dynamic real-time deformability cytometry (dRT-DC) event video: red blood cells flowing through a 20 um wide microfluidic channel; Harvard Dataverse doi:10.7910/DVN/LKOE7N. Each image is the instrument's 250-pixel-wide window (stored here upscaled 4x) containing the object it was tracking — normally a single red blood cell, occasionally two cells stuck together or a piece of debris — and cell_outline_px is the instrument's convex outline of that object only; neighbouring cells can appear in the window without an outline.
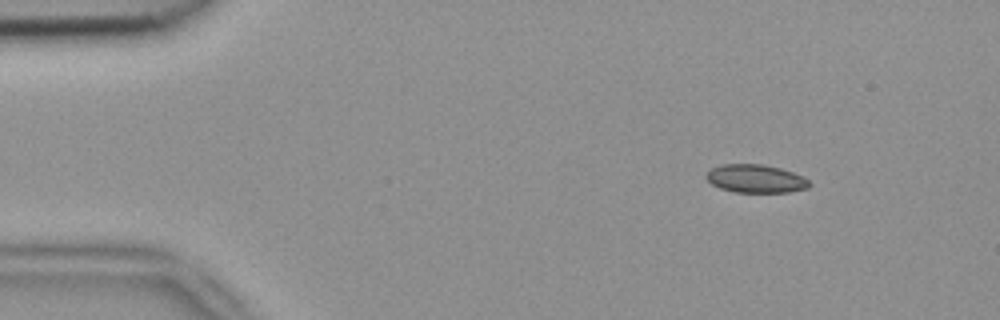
{"species": "common noctule bat (a hibernating species)", "species_latin": "Nyctalus noctula", "temperature_condition": "room temperature", "stored_images_in_passage": 7, "camera_frame_rate_fps": 3000, "um_per_image_px": 0.085, "animal": {"sex": "female", "body_mass_g": 18.4}, "frame": {"image": 1, "passage_image": 1, "time_ms": 0.0, "image_size_px": [1000, 320], "cell_outline_px": [[812, 184], [808, 188], [788, 192], [736, 192], [720, 188], [712, 184], [704, 176], [712, 168], [720, 164], [764, 164], [780, 168], [804, 176]], "centroid_in_image_um": [64.25, 15.18], "position_along_channel_um": 20.8, "area_um2": 16.99}}
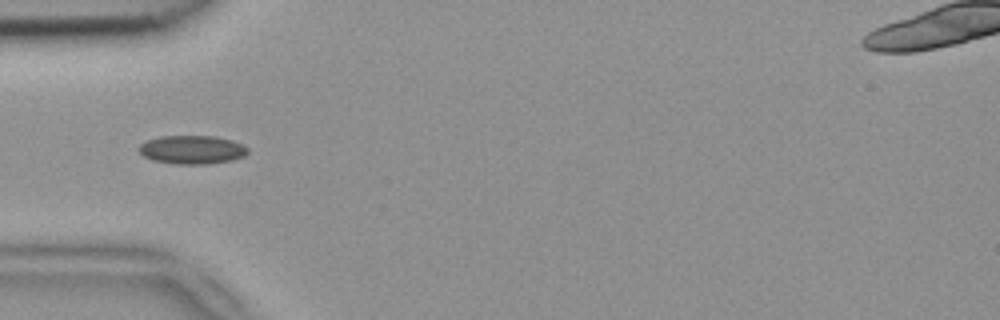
{"frame": {"image": 2, "passage_image": 4, "time_ms": 1.0, "image_size_px": [1000, 320], "cell_outline_px": [[248, 152], [244, 156], [232, 160], [208, 164], [176, 164], [152, 160], [144, 156], [140, 152], [140, 144], [148, 140], [160, 136], [216, 136], [232, 140], [248, 148]], "centroid_in_image_um": [16.34, 12.72], "position_along_channel_um": 68.7, "area_um2": 18.03}}
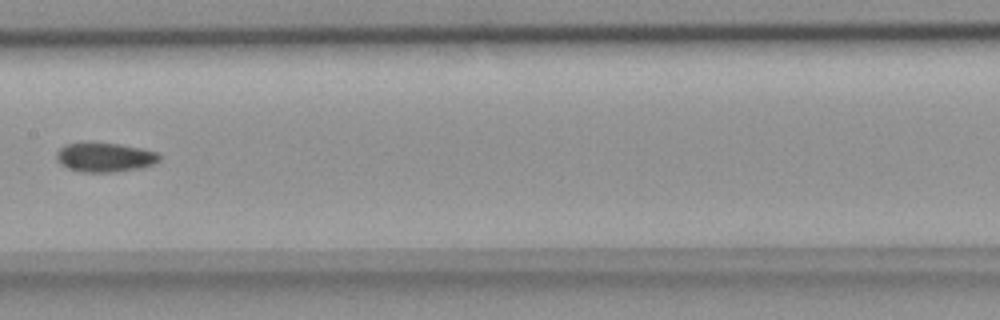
{"frame": {"image": 3, "passage_image": 7, "time_ms": 2.0, "image_size_px": [1000, 320], "cell_outline_px": [[160, 160], [152, 164], [136, 168], [112, 172], [80, 172], [68, 168], [60, 164], [56, 160], [56, 152], [64, 144], [84, 140], [120, 144], [160, 152]], "centroid_in_image_um": [8.84, 13.32], "position_along_channel_um": 198.6, "area_um2": 18.03}}